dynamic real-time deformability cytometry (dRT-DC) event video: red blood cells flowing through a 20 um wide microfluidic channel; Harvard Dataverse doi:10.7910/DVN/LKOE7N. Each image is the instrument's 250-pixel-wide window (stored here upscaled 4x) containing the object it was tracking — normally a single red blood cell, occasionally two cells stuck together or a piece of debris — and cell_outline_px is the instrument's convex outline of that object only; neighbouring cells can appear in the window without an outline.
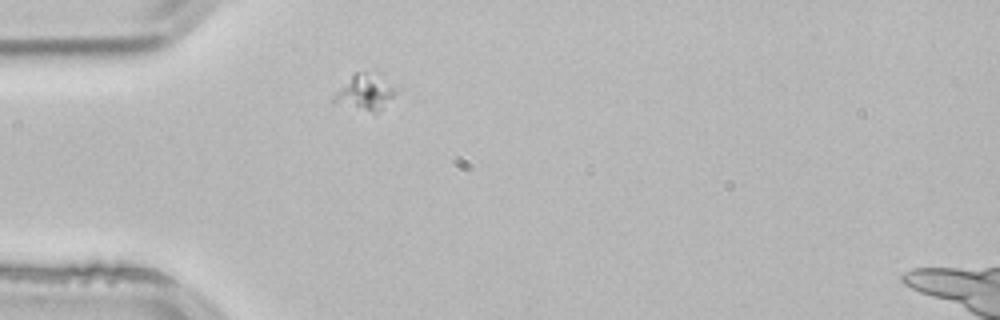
{"species": "common noctule bat (a hibernating species)", "species_latin": "Nyctalus noctula", "temperature_condition": "room temperature", "stored_images_in_passage": 2, "camera_frame_rate_fps": 3000, "um_per_image_px": 0.085, "animal": {"sex": "male", "body_mass_g": 21.5, "forearm_length_mm": 52.0}, "frame": {"image": 1, "passage_image": 1, "time_ms": 0.0, "image_size_px": [1000, 320], "cell_outline_px": [[400, 88], [380, 112], [372, 112], [332, 100], [332, 96], [356, 72], [364, 72]], "centroid_in_image_um": [31.09, 7.87], "position_along_channel_um": 53.9, "area_um2": 12.02}}